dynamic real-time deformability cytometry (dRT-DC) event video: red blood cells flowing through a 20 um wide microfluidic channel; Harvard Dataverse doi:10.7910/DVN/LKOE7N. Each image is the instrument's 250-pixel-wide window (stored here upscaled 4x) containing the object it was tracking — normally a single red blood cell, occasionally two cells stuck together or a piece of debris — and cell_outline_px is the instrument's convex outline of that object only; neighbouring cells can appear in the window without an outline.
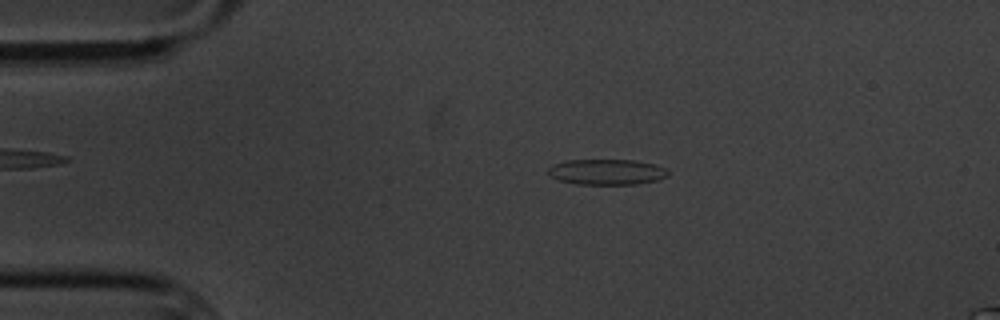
{"species": "common noctule bat (a hibernating species)", "species_latin": "Nyctalus noctula", "temperature_condition": "cold", "stored_images_in_passage": 5, "camera_frame_rate_fps": 3000, "um_per_image_px": 0.085, "animal": {"sex": "male", "body_mass_g": 20.1, "forearm_length_mm": 53.5}, "frame": {"image": 1, "passage_image": 3, "time_ms": 2.333, "image_size_px": [1000, 320], "cell_outline_px": [[668, 176], [656, 180], [636, 184], [576, 184], [556, 180], [548, 176], [548, 168], [552, 164], [564, 160], [636, 160], [656, 164], [664, 168], [668, 172]], "centroid_in_image_um": [51.51, 14.61], "position_along_channel_um": 33.5, "area_um2": 18.09}}